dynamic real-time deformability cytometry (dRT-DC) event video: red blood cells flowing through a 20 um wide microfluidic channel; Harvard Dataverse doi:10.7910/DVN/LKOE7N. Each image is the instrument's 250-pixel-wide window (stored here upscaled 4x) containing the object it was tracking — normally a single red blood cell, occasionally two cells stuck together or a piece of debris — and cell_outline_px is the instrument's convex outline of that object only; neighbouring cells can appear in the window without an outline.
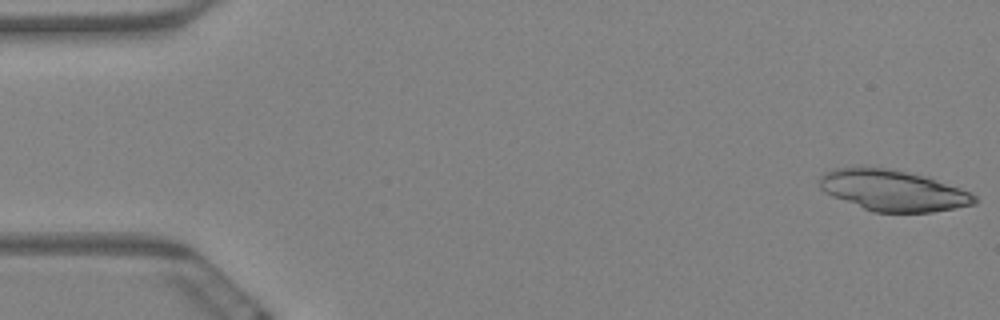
{"species": "Egyptian fruit bat (a non-hibernating species)", "species_latin": "Rousettus aegyptiacus", "temperature_condition": "warm", "stored_images_in_passage": 28, "camera_frame_rate_fps": 3000, "um_per_image_px": 0.085, "animal": {"sex": "female"}, "frame": {"image": 1, "passage_image": 1, "time_ms": 0.0, "image_size_px": [1000, 320], "cell_outline_px": [[976, 204], [932, 212], [872, 212], [832, 196], [824, 192], [820, 188], [820, 176], [824, 172], [832, 168], [888, 168], [924, 176], [960, 188], [976, 196]], "centroid_in_image_um": [75.88, 16.2], "position_along_channel_um": 9.1, "area_um2": 36.59}}